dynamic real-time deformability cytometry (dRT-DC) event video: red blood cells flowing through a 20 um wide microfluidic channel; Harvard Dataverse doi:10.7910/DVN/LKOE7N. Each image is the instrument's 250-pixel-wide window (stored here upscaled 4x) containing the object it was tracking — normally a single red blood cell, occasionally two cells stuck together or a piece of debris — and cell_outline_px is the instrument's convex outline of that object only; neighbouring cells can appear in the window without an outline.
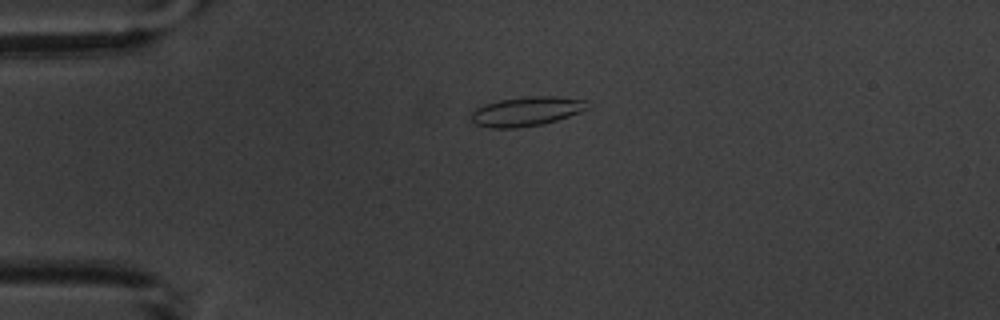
{"species": "common noctule bat (a hibernating species)", "species_latin": "Nyctalus noctula", "temperature_condition": "warm", "stored_images_in_passage": 4, "camera_frame_rate_fps": 3000, "um_per_image_px": 0.085, "animal": {"sex": "male", "body_mass_g": 20.1, "forearm_length_mm": 53.5}, "frame": {"image": 1, "passage_image": 2, "time_ms": 1.0, "image_size_px": [1000, 320], "cell_outline_px": [[588, 108], [580, 112], [556, 120], [540, 124], [516, 128], [492, 128], [476, 124], [468, 116], [476, 108], [484, 104], [500, 100], [528, 96], [556, 96], [584, 100]], "centroid_in_image_um": [44.7, 9.46], "position_along_channel_um": 40.3, "area_um2": 19.65}}
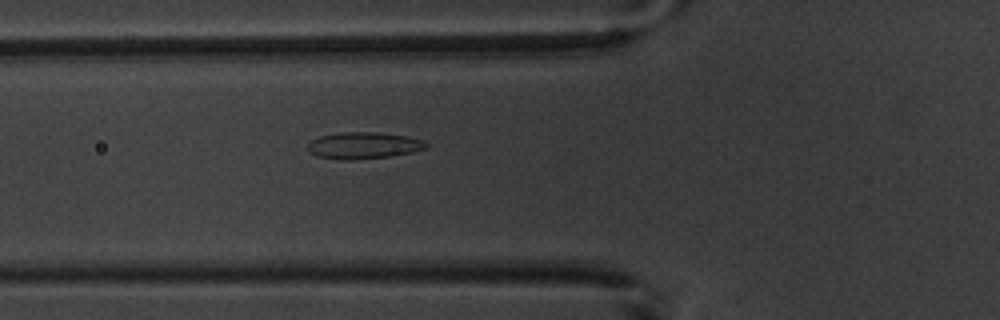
{"frame": {"image": 2, "passage_image": 4, "time_ms": 3.333, "image_size_px": [1000, 320], "cell_outline_px": [[428, 148], [412, 152], [392, 156], [352, 160], [344, 160], [316, 156], [308, 148], [308, 144], [312, 140], [320, 136], [340, 132], [376, 132], [404, 136], [420, 140], [428, 144]], "centroid_in_image_um": [30.9, 12.37], "position_along_channel_um": 94.9, "area_um2": 18.21}}